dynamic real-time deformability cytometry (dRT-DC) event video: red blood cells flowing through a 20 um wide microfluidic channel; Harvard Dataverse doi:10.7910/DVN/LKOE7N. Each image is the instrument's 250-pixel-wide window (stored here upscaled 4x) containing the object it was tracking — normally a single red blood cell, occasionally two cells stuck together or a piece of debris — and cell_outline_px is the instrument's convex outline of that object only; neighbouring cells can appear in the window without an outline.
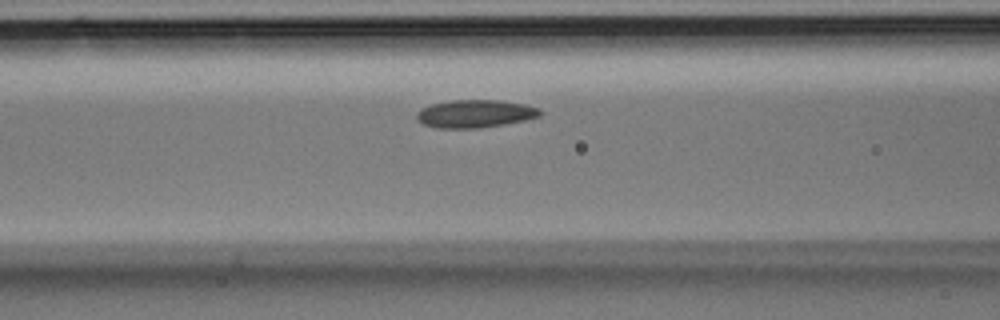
{"species": "Egyptian fruit bat (a non-hibernating species)", "species_latin": "Rousettus aegyptiacus", "temperature_condition": "room temperature", "stored_images_in_passage": 28, "camera_frame_rate_fps": 3000, "um_per_image_px": 0.085, "animal": {"sex": "male"}, "frame": {"image": 1, "passage_image": 9, "time_ms": 2.667, "image_size_px": [1000, 320], "cell_outline_px": [[540, 116], [524, 120], [504, 124], [480, 128], [436, 128], [424, 124], [416, 120], [416, 112], [420, 108], [432, 104], [448, 100], [496, 100], [524, 104], [540, 108]], "centroid_in_image_um": [40.33, 9.66], "position_along_channel_um": 126.3, "area_um2": 20.06}}
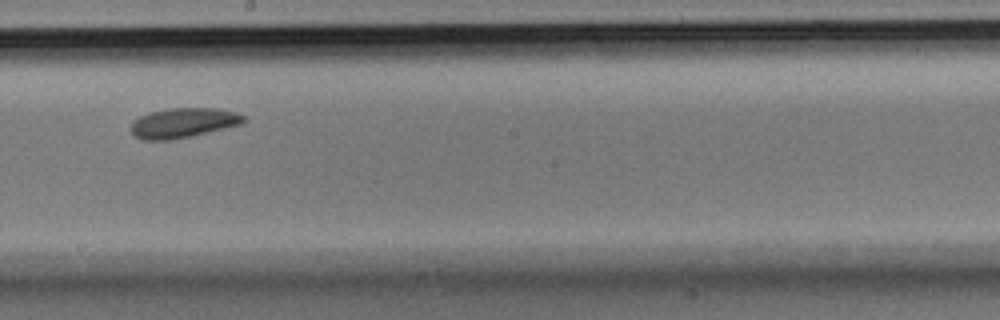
{"frame": {"image": 2, "passage_image": 15, "time_ms": 4.667, "image_size_px": [1000, 320], "cell_outline_px": [[248, 120], [244, 124], [188, 136], [168, 140], [140, 140], [132, 136], [128, 128], [132, 120], [140, 116], [152, 112], [168, 108], [216, 108], [236, 112], [244, 116]], "centroid_in_image_um": [15.53, 10.44], "position_along_channel_um": 232.7, "area_um2": 19.83}}
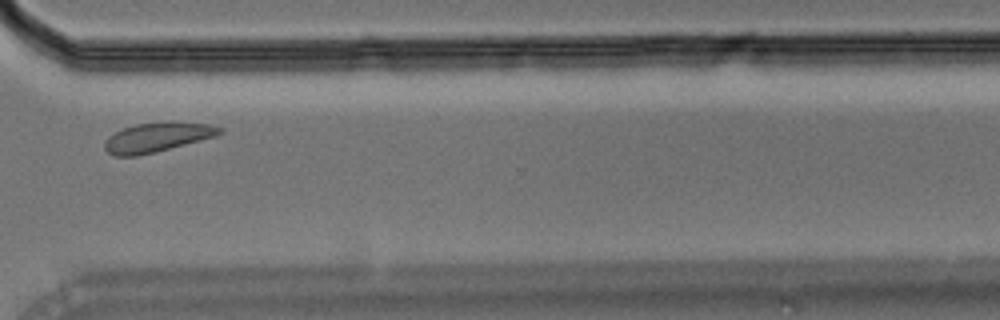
{"frame": {"image": 3, "passage_image": 22, "time_ms": 7.0, "image_size_px": [1000, 320], "cell_outline_px": [[224, 132], [216, 136], [136, 156], [116, 156], [108, 152], [104, 148], [104, 140], [108, 136], [124, 128], [136, 124], [168, 120], [172, 120], [208, 124], [224, 128]], "centroid_in_image_um": [13.38, 11.63], "position_along_channel_um": 357.2, "area_um2": 19.77}}